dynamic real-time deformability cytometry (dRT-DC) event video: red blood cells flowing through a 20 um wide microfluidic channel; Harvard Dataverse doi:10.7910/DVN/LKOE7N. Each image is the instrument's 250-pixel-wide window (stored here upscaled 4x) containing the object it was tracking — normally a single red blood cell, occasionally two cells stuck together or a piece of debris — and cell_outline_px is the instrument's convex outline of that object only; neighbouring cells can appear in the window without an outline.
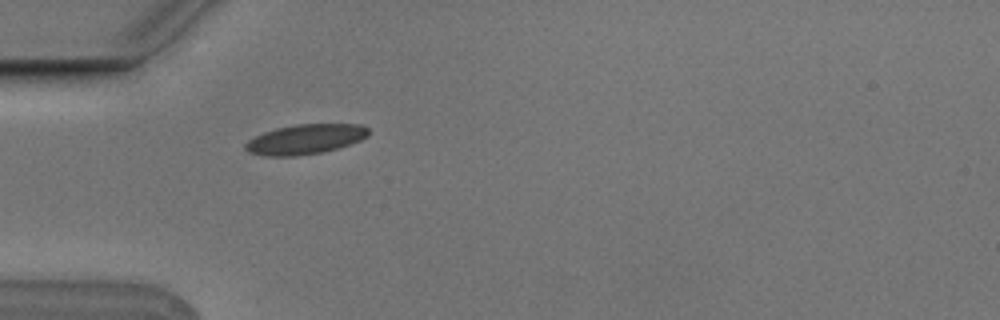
{"species": "Egyptian fruit bat (a non-hibernating species)", "species_latin": "Rousettus aegyptiacus", "temperature_condition": "cold", "stored_images_in_passage": 2, "camera_frame_rate_fps": 3000, "um_per_image_px": 0.085, "animal": {"sex": "male"}, "frame": {"image": 1, "passage_image": 2, "time_ms": 0.333, "image_size_px": [1000, 320], "cell_outline_px": [[368, 136], [360, 140], [336, 148], [320, 152], [296, 156], [264, 156], [248, 152], [244, 148], [244, 144], [248, 140], [264, 132], [276, 128], [296, 124], [360, 124], [368, 128]], "centroid_in_image_um": [25.91, 11.83], "position_along_channel_um": 59.1, "area_um2": 21.27}}